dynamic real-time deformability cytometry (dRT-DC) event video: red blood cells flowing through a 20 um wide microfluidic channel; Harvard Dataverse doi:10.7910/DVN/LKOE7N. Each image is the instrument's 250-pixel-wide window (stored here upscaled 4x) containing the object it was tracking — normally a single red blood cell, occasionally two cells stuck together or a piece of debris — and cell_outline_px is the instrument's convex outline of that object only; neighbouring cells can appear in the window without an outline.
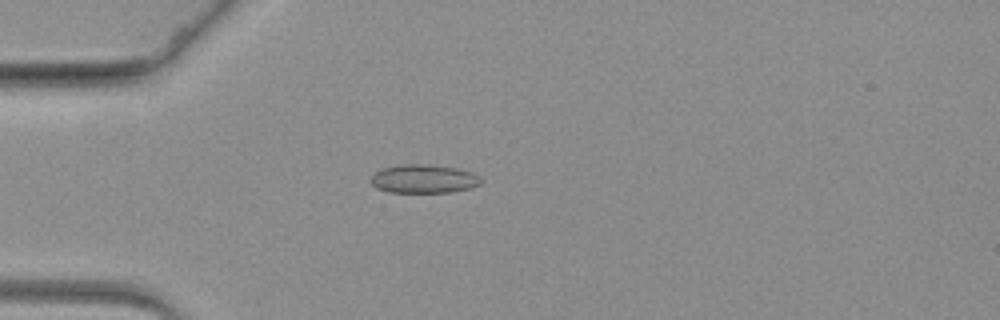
{"species": "common noctule bat (a hibernating species)", "species_latin": "Nyctalus noctula", "temperature_condition": "warm", "stored_images_in_passage": 47, "camera_frame_rate_fps": 3000, "um_per_image_px": 0.085, "animal": {"sex": "female", "body_mass_g": 19.3, "forearm_length_mm": 54.1}, "frame": {"image": 1, "passage_image": 2, "time_ms": 0.333, "image_size_px": [1000, 320], "cell_outline_px": [[484, 180], [480, 184], [468, 188], [452, 192], [388, 192], [376, 188], [372, 184], [372, 176], [376, 172], [384, 168], [400, 164], [428, 164], [456, 168], [472, 172], [480, 176]], "centroid_in_image_um": [36.05, 15.2], "position_along_channel_um": 49.0, "area_um2": 18.32}}
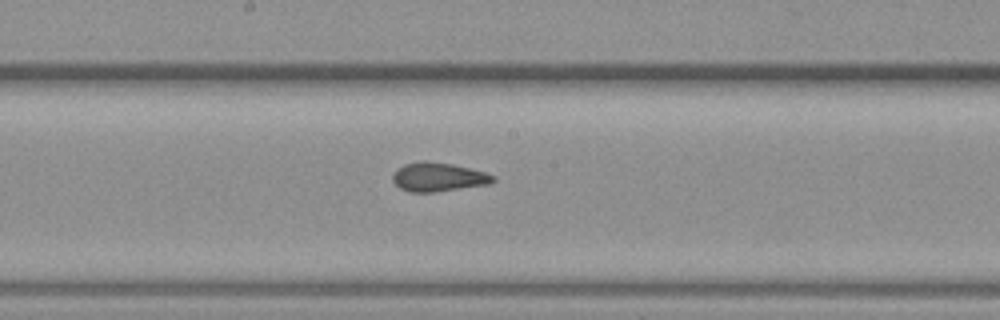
{"frame": {"image": 2, "passage_image": 18, "time_ms": 5.667, "image_size_px": [1000, 320], "cell_outline_px": [[496, 180], [488, 184], [432, 192], [408, 192], [400, 188], [392, 180], [392, 176], [396, 168], [404, 164], [420, 160], [428, 160], [452, 164], [484, 172], [496, 176]], "centroid_in_image_um": [37.21, 15.03], "position_along_channel_um": 211.0, "area_um2": 16.94}}
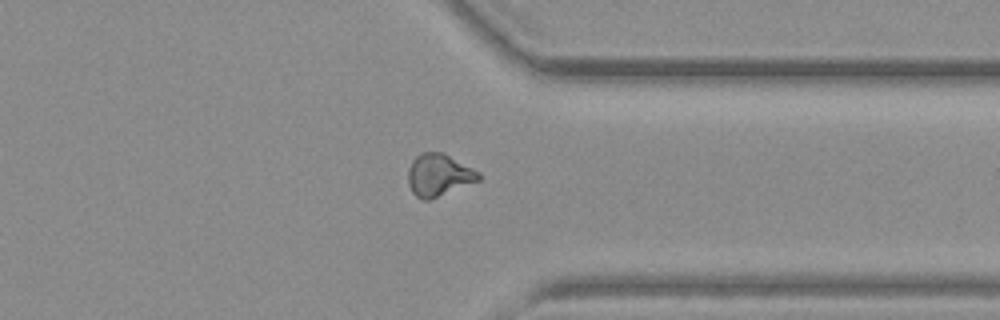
{"frame": {"image": 3, "passage_image": 33, "time_ms": 10.667, "image_size_px": [1000, 320], "cell_outline_px": [[480, 180], [428, 200], [424, 200], [416, 196], [412, 192], [408, 184], [408, 168], [412, 160], [420, 152], [444, 152], [480, 172]], "centroid_in_image_um": [37.28, 14.86], "position_along_channel_um": 374.1, "area_um2": 17.4}}